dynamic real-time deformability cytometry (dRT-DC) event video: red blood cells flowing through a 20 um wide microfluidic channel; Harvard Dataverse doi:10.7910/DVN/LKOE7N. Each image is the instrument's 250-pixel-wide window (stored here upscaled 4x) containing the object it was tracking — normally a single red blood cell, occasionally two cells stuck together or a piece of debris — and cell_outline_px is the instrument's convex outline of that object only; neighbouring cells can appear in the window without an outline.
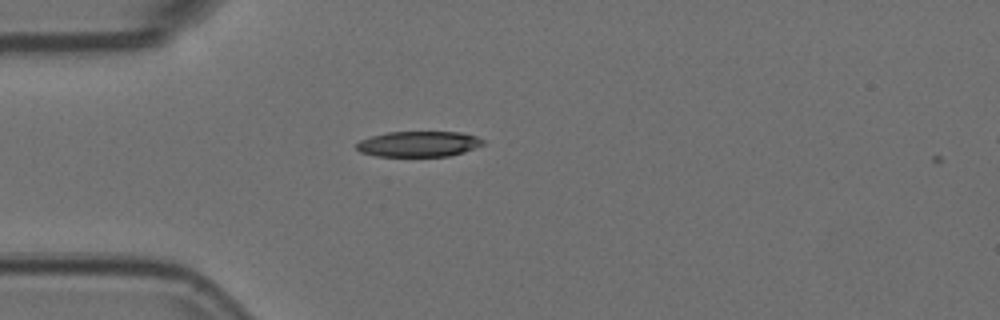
{"species": "Egyptian fruit bat (a non-hibernating species)", "species_latin": "Rousettus aegyptiacus", "temperature_condition": "room temperature", "stored_images_in_passage": 41, "camera_frame_rate_fps": 3000, "um_per_image_px": 0.085, "animal": {"sex": "female"}, "frame": {"image": 1, "passage_image": 2, "time_ms": 0.333, "image_size_px": [1000, 320], "cell_outline_px": [[484, 144], [464, 152], [448, 156], [376, 156], [360, 152], [356, 148], [356, 144], [360, 140], [372, 136], [388, 132], [460, 132], [476, 136], [484, 140]], "centroid_in_image_um": [35.58, 12.24], "position_along_channel_um": 49.4, "area_um2": 18.79}}
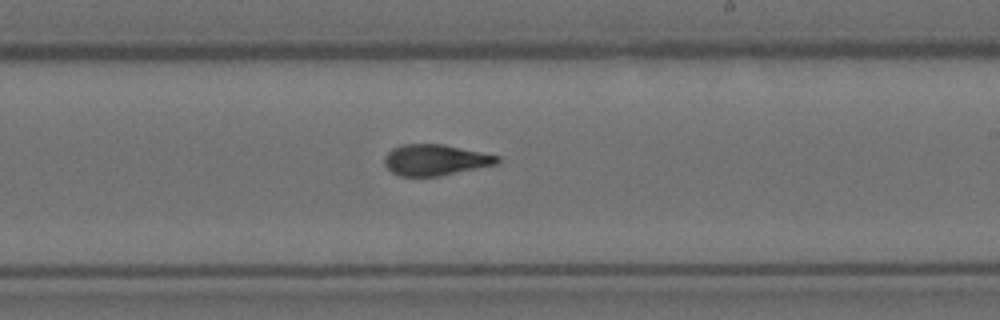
{"frame": {"image": 2, "passage_image": 19, "time_ms": 6.0, "image_size_px": [1000, 320], "cell_outline_px": [[500, 160], [496, 164], [440, 176], [400, 176], [392, 172], [384, 164], [384, 156], [392, 148], [404, 144], [444, 144], [500, 156]], "centroid_in_image_um": [36.99, 13.59], "position_along_channel_um": 252.0, "area_um2": 20.35}}
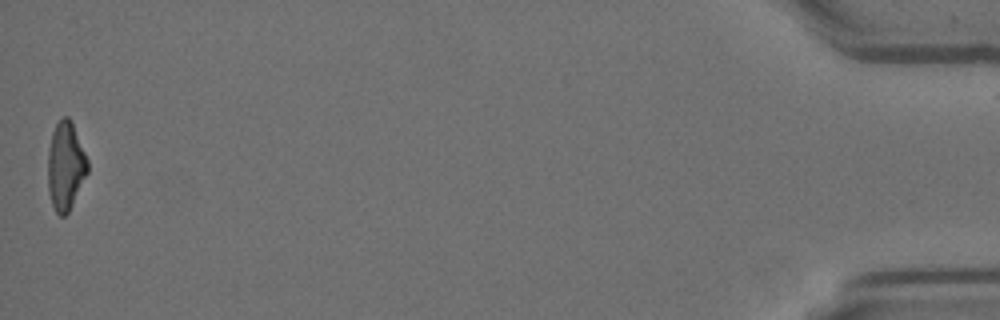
{"frame": {"image": 3, "passage_image": 41, "time_ms": 13.333, "image_size_px": [1000, 320], "cell_outline_px": [[88, 172], [68, 212], [64, 216], [60, 216], [56, 212], [52, 204], [48, 192], [48, 152], [52, 132], [60, 116], [68, 116], [72, 124], [88, 160]], "centroid_in_image_um": [5.56, 14.11], "position_along_channel_um": 429.6, "area_um2": 20.23}, "authors_computed_cell_mechanics": {"area_um2": 20.6924, "velocity_mm_per_s": 3.7681, "shape_relaxation_time_tau1_ms": 5.5184, "shape_relaxation_time_tau2_ms": 1.7846, "deformation_change_tau1": 0.198, "deformation_change_tau2": 0.1022}}